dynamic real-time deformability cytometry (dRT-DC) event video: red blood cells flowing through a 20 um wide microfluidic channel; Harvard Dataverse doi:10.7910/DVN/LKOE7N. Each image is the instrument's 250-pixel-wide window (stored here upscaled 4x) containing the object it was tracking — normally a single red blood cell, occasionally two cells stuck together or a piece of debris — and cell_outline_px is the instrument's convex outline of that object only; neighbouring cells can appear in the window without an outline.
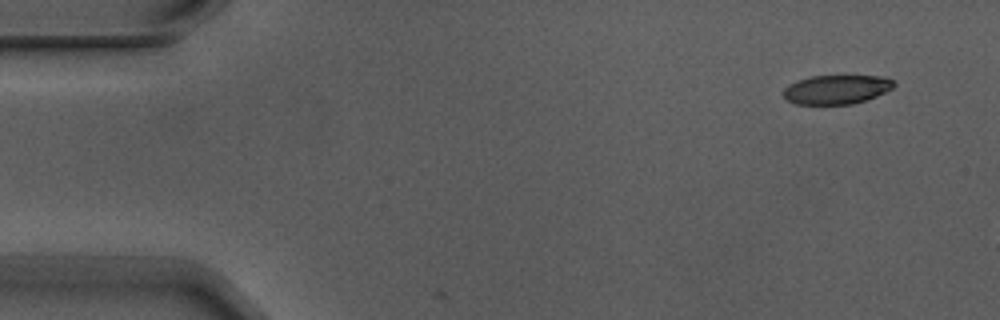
{"species": "Egyptian fruit bat (a non-hibernating species)", "species_latin": "Rousettus aegyptiacus", "temperature_condition": "warm", "stored_images_in_passage": 3, "camera_frame_rate_fps": 3000, "um_per_image_px": 0.085, "animal": {"sex": "male"}, "frame": {"image": 1, "passage_image": 1, "time_ms": 0.0, "image_size_px": [1000, 320], "cell_outline_px": [[896, 84], [892, 88], [876, 96], [852, 104], [796, 104], [788, 100], [780, 92], [788, 84], [796, 80], [812, 76], [880, 76], [892, 80]], "centroid_in_image_um": [71.05, 7.6], "position_along_channel_um": 14.0, "area_um2": 18.67}}